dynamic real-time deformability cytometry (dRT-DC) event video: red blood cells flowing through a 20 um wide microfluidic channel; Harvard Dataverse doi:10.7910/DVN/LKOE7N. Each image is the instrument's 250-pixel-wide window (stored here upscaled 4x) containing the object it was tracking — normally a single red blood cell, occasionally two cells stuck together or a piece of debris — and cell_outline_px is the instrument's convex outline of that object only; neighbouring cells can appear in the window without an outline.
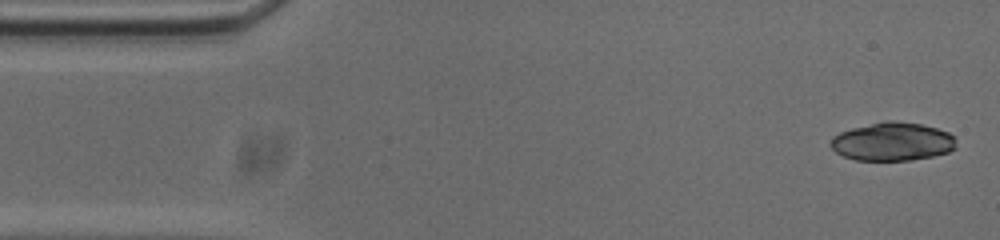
{"species": "common noctule bat (a hibernating species)", "species_latin": "Nyctalus noctula", "temperature_condition": "cold", "stored_images_in_passage": 52, "camera_frame_rate_fps": 3000, "um_per_image_px": 0.085, "animal": {"sex": "male", "body_mass_g": 20.0, "forearm_length_mm": 53.3}, "frame": {"image": 1, "passage_image": 1, "time_ms": 0.0, "image_size_px": [1000, 240], "cell_outline_px": [[956, 148], [948, 152], [932, 156], [908, 160], [856, 160], [844, 156], [836, 152], [832, 148], [832, 136], [840, 132], [852, 128], [888, 120], [892, 120], [920, 124], [936, 128], [948, 132], [956, 136]], "centroid_in_image_um": [75.89, 12.03], "position_along_channel_um": 9.1, "area_um2": 27.92}}